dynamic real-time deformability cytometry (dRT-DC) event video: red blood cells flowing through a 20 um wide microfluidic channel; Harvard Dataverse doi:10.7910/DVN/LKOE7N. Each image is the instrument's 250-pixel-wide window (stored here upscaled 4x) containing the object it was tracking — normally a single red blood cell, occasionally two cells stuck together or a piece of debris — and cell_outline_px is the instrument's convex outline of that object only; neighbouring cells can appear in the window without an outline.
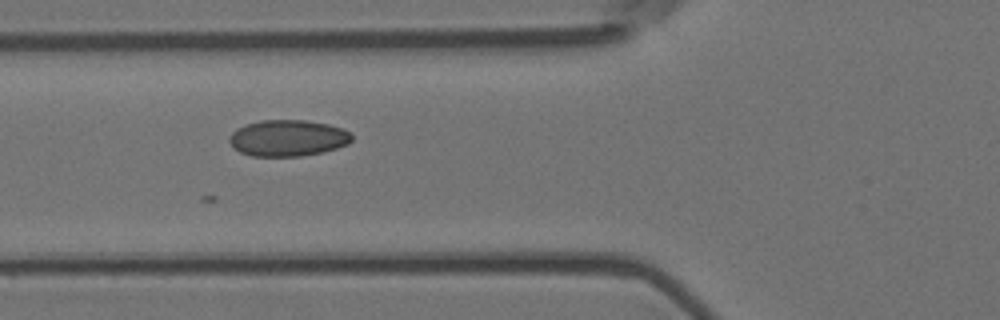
{"species": "Egyptian fruit bat (a non-hibernating species)", "species_latin": "Rousettus aegyptiacus", "temperature_condition": "room temperature", "stored_images_in_passage": 9, "camera_frame_rate_fps": 3000, "um_per_image_px": 0.085, "animal": {"sex": "female"}, "frame": {"image": 1, "passage_image": 6, "time_ms": 1.667, "image_size_px": [1000, 320], "cell_outline_px": [[352, 140], [348, 144], [324, 152], [300, 156], [252, 156], [240, 152], [232, 148], [228, 140], [228, 136], [236, 128], [244, 124], [260, 120], [304, 120], [328, 124], [344, 128], [352, 136]], "centroid_in_image_um": [24.43, 11.73], "position_along_channel_um": 101.4, "area_um2": 26.24}}
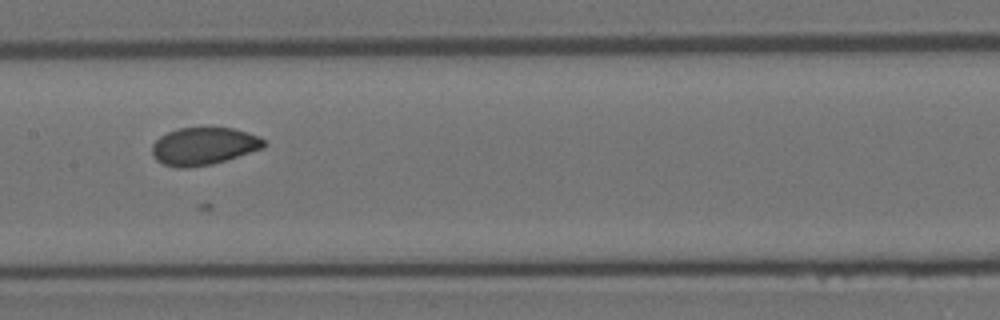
{"frame": {"image": 2, "passage_image": 8, "time_ms": 2.333, "image_size_px": [1000, 320], "cell_outline_px": [[268, 144], [264, 148], [212, 164], [188, 168], [176, 168], [164, 164], [156, 160], [152, 156], [152, 144], [160, 136], [168, 132], [180, 128], [232, 128], [260, 136]], "centroid_in_image_um": [17.31, 12.43], "position_along_channel_um": 190.1, "area_um2": 24.51}}
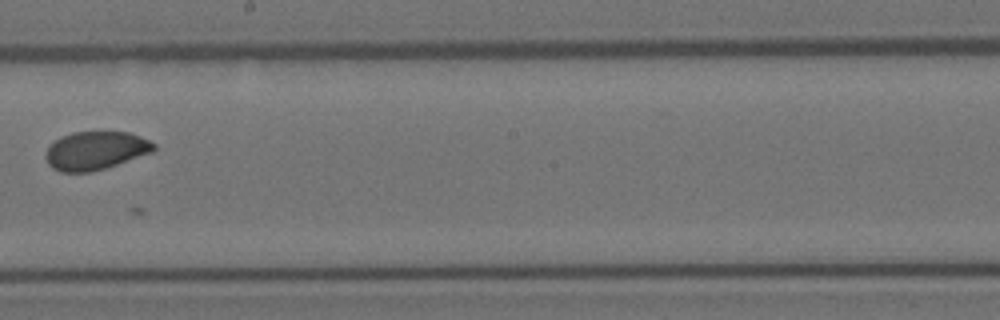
{"frame": {"image": 3, "passage_image": 9, "time_ms": 2.667, "image_size_px": [1000, 320], "cell_outline_px": [[156, 148], [152, 152], [104, 168], [88, 172], [60, 172], [52, 168], [48, 164], [44, 156], [48, 148], [60, 136], [72, 132], [128, 132], [140, 136], [156, 144]], "centroid_in_image_um": [8.1, 12.79], "position_along_channel_um": 240.1, "area_um2": 23.99}}